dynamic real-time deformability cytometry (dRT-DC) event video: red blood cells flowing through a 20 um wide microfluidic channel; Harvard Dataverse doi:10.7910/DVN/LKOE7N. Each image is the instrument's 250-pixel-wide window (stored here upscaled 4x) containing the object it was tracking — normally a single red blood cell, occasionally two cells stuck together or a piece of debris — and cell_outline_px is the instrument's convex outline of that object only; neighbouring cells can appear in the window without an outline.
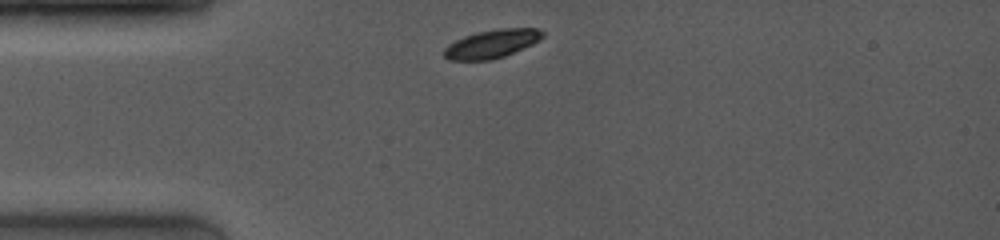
{"species": "common noctule bat (a hibernating species)", "species_latin": "Nyctalus noctula", "temperature_condition": "room temperature", "stored_images_in_passage": 2, "camera_frame_rate_fps": 4000, "um_per_image_px": 0.085, "animal": {"sex": "female", "body_mass_g": 19.0, "forearm_length_mm": 53.3}, "frame": {"image": 1, "passage_image": 1, "time_ms": 0.0, "image_size_px": [1000, 240], "cell_outline_px": [[544, 36], [540, 40], [532, 44], [504, 56], [492, 60], [448, 60], [444, 56], [444, 48], [448, 44], [464, 36], [476, 32], [500, 28], [536, 28], [544, 32]], "centroid_in_image_um": [41.8, 3.72], "position_along_channel_um": 43.2, "area_um2": 16.3}}